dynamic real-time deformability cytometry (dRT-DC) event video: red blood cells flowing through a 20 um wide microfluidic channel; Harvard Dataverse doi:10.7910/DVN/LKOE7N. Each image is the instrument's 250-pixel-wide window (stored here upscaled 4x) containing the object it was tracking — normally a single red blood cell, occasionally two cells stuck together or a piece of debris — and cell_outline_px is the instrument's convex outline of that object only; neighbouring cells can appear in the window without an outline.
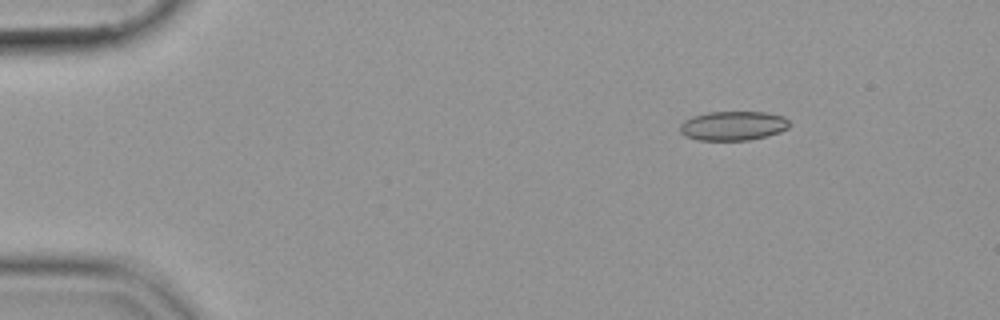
{"species": "common noctule bat (a hibernating species)", "species_latin": "Nyctalus noctula", "temperature_condition": "cold", "stored_images_in_passage": 49, "camera_frame_rate_fps": 3000, "um_per_image_px": 0.085, "animal": {"sex": "female", "body_mass_g": 19.9}, "frame": {"image": 1, "passage_image": 2, "time_ms": 0.333, "image_size_px": [1000, 320], "cell_outline_px": [[788, 128], [780, 132], [768, 136], [748, 140], [696, 140], [684, 136], [680, 132], [680, 124], [684, 120], [692, 116], [708, 112], [764, 112], [784, 116], [788, 120]], "centroid_in_image_um": [62.29, 10.69], "position_along_channel_um": 22.7, "area_um2": 18.79}}
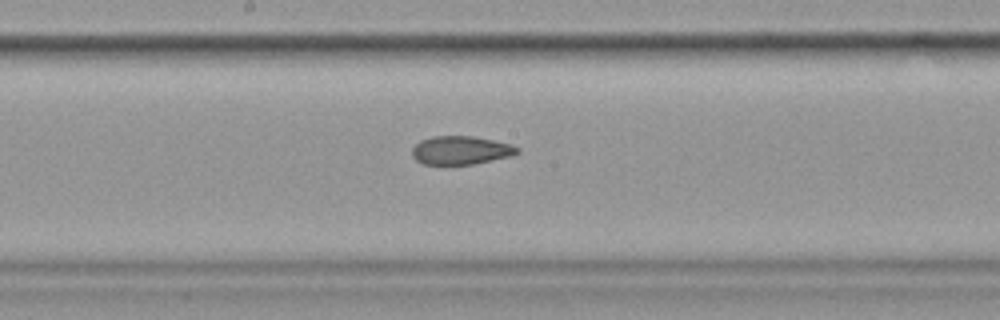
{"frame": {"image": 2, "passage_image": 24, "time_ms": 7.667, "image_size_px": [1000, 320], "cell_outline_px": [[520, 152], [512, 156], [476, 164], [424, 164], [416, 160], [412, 156], [412, 148], [420, 140], [432, 136], [472, 136], [512, 144], [520, 148]], "centroid_in_image_um": [39.19, 12.77], "position_along_channel_um": 209.0, "area_um2": 17.57}}
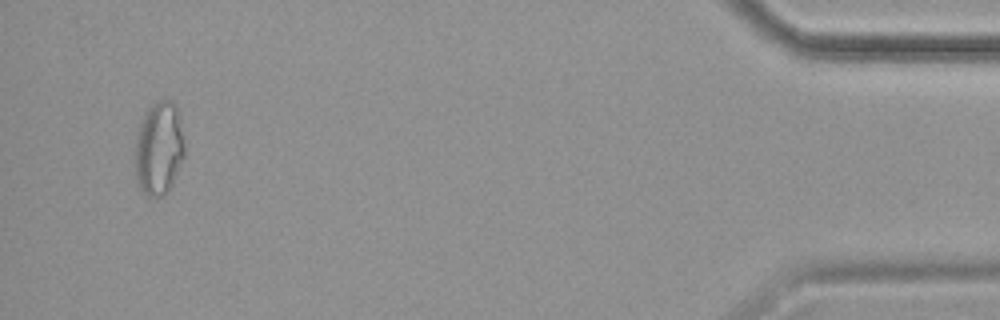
{"frame": {"image": 3, "passage_image": 47, "time_ms": 15.333, "image_size_px": [1000, 320], "cell_outline_px": [[184, 156], [172, 184], [168, 192], [160, 196], [148, 196], [136, 184], [136, 132], [144, 112], [152, 104], [160, 100], [172, 100], [176, 104], [180, 112], [184, 144]], "centroid_in_image_um": [13.52, 12.57], "position_along_channel_um": 421.7, "area_um2": 27.22}}